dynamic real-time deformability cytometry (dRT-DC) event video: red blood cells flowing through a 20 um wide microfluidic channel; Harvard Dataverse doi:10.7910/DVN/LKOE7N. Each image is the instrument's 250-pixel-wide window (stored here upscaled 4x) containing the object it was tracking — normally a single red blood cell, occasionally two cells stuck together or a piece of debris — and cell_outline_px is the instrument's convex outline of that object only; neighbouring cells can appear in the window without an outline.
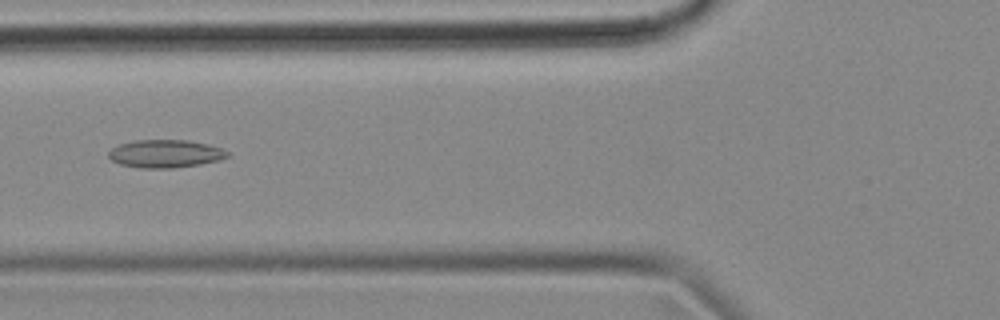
{"species": "common noctule bat (a hibernating species)", "species_latin": "Nyctalus noctula", "temperature_condition": "cold", "stored_images_in_passage": 41, "camera_frame_rate_fps": 3000, "um_per_image_px": 0.085, "animal": {"sex": "female", "body_mass_g": 18.4}, "frame": {"image": 1, "passage_image": 15, "time_ms": 4.667, "image_size_px": [1000, 320], "cell_outline_px": [[228, 156], [220, 160], [200, 164], [172, 168], [140, 168], [120, 164], [112, 160], [108, 156], [108, 152], [112, 148], [120, 144], [136, 140], [188, 140], [208, 144], [220, 148], [228, 152]], "centroid_in_image_um": [14.04, 13.06], "position_along_channel_um": 111.8, "area_um2": 19.25}}
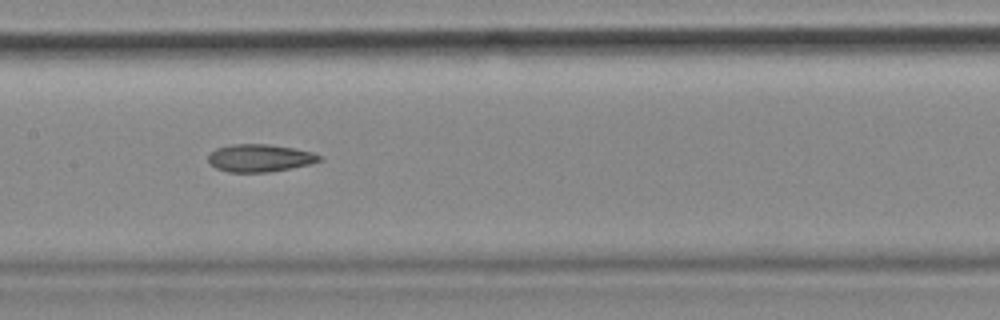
{"frame": {"image": 2, "passage_image": 21, "time_ms": 6.667, "image_size_px": [1000, 320], "cell_outline_px": [[324, 156], [320, 160], [312, 164], [268, 172], [228, 172], [216, 168], [208, 160], [208, 156], [216, 148], [232, 144], [268, 144], [292, 148], [312, 152]], "centroid_in_image_um": [22.1, 13.43], "position_along_channel_um": 185.3, "area_um2": 17.8}}
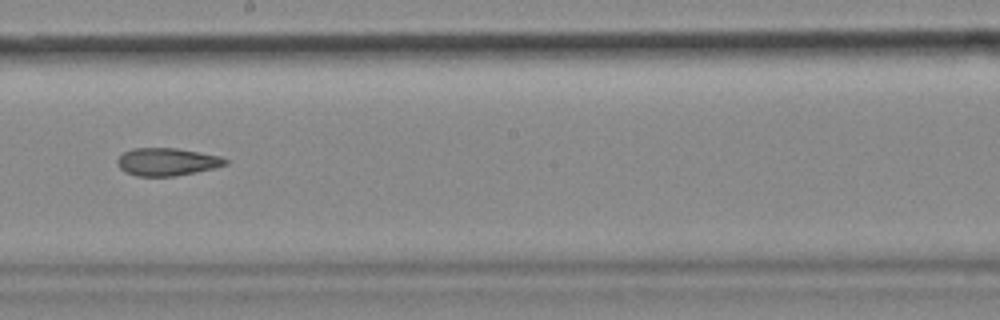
{"frame": {"image": 3, "passage_image": 25, "time_ms": 8.0, "image_size_px": [1000, 320], "cell_outline_px": [[228, 164], [196, 172], [172, 176], [136, 176], [124, 172], [116, 164], [116, 160], [124, 152], [132, 148], [176, 148], [220, 156], [228, 160]], "centroid_in_image_um": [14.15, 13.75], "position_along_channel_um": 234.0, "area_um2": 17.4}, "authors_computed_cell_mechanics": {"area_um2": 18.207, "velocity_mm_per_s": 3.6697, "shape_relaxation_time_tau1_ms": null, "shape_relaxation_time_tau2_ms": 4.8295, "deformation_change_tau1": null, "deformation_change_tau2": 0.1391}}